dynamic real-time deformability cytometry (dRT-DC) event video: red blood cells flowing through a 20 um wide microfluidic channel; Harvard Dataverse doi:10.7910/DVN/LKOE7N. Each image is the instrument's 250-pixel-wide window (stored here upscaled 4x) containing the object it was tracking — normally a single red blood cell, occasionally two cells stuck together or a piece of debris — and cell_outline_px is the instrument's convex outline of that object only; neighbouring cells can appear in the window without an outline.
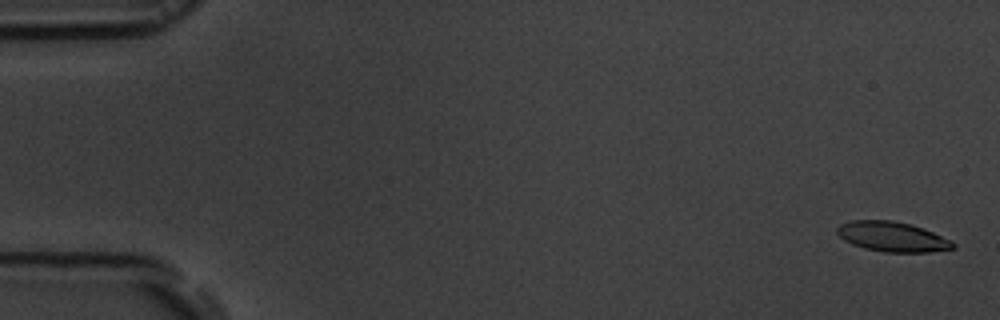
{"species": "common noctule bat (a hibernating species)", "species_latin": "Nyctalus noctula", "temperature_condition": "room temperature", "stored_images_in_passage": 5, "camera_frame_rate_fps": 3000, "um_per_image_px": 0.085, "animal": {"sex": "male", "body_mass_g": 19.5, "forearm_length_mm": 54.6}, "frame": {"image": 1, "passage_image": 2, "time_ms": 0.333, "image_size_px": [1000, 320], "cell_outline_px": [[956, 248], [928, 252], [884, 252], [864, 248], [852, 244], [844, 240], [836, 232], [836, 228], [840, 224], [852, 220], [892, 220], [912, 224], [924, 228], [952, 240], [956, 244]], "centroid_in_image_um": [75.87, 20.11], "position_along_channel_um": 9.1, "area_um2": 20.4}}